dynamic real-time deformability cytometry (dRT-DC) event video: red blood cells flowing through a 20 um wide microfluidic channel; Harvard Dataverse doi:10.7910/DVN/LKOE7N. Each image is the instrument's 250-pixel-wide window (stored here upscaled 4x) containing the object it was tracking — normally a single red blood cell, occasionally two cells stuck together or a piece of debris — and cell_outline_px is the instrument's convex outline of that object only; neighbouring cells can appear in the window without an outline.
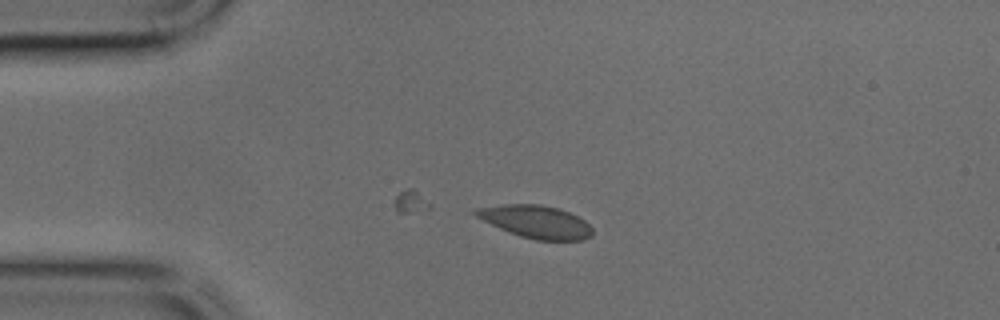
{"species": "common noctule bat (a hibernating species)", "species_latin": "Nyctalus noctula", "temperature_condition": "cold", "stored_images_in_passage": 16, "camera_frame_rate_fps": 3000, "um_per_image_px": 0.085, "animal": {"sex": "male", "body_mass_g": 17.9, "forearm_length_mm": 54.2}, "frame": {"image": 1, "passage_image": 1, "time_ms": 0.0, "image_size_px": [1000, 320], "cell_outline_px": [[592, 236], [584, 240], [536, 240], [520, 236], [500, 228], [476, 216], [472, 212], [476, 208], [504, 204], [540, 204], [560, 208], [584, 220], [592, 228]], "centroid_in_image_um": [45.57, 18.84], "position_along_channel_um": 39.4, "area_um2": 22.08}}
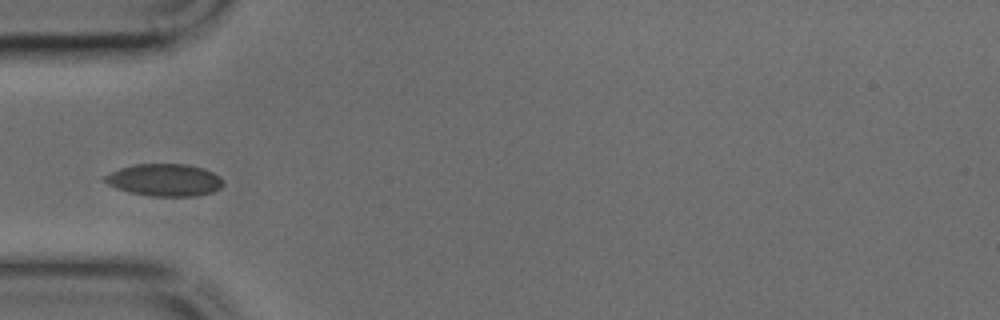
{"frame": {"image": 2, "passage_image": 5, "time_ms": 1.333, "image_size_px": [1000, 320], "cell_outline_px": [[224, 184], [220, 188], [212, 192], [196, 196], [152, 196], [128, 192], [116, 188], [100, 180], [104, 176], [120, 168], [132, 164], [188, 164], [204, 168], [220, 176], [224, 180]], "centroid_in_image_um": [13.99, 15.29], "position_along_channel_um": 71.0, "area_um2": 22.48}}